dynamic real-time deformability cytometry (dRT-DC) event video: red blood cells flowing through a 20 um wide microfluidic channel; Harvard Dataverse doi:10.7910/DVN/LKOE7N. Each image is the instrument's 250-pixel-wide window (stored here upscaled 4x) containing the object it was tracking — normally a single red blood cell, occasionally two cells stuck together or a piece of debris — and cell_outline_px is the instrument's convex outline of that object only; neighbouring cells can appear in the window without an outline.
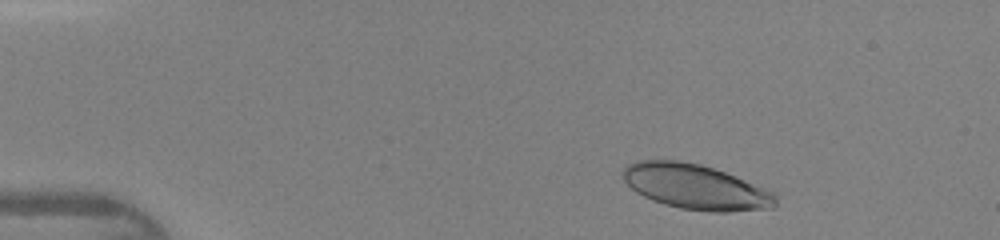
{"species": "human", "species_latin": "Homo sapiens", "temperature_condition": "warm", "stored_images_in_passage": 38, "camera_frame_rate_fps": 3000, "um_per_image_px": 0.085, "donor": {"sex": "female"}, "frame": {"image": 1, "passage_image": 3, "time_ms": 0.667, "image_size_px": [1000, 240], "cell_outline_px": [[776, 208], [728, 212], [712, 212], [680, 208], [664, 204], [652, 200], [636, 192], [620, 176], [624, 168], [628, 164], [636, 160], [680, 160], [700, 164], [724, 172], [744, 180], [772, 192], [776, 196]], "centroid_in_image_um": [59.09, 15.88], "position_along_channel_um": 25.9, "area_um2": 39.94}}
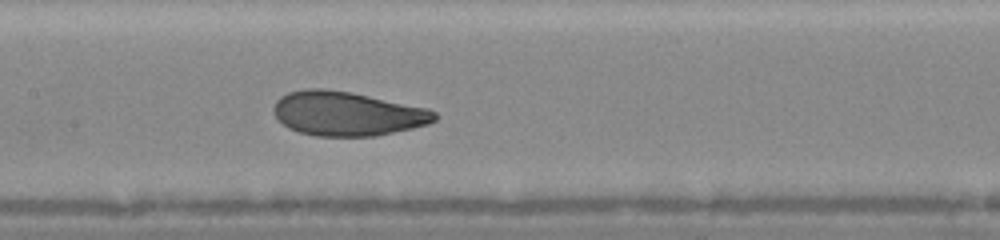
{"frame": {"image": 2, "passage_image": 19, "time_ms": 6.0, "image_size_px": [1000, 240], "cell_outline_px": [[440, 116], [436, 120], [428, 124], [412, 128], [376, 136], [316, 136], [300, 132], [288, 128], [276, 116], [272, 108], [276, 100], [280, 96], [288, 92], [304, 88], [324, 88], [352, 92], [428, 108], [436, 112]], "centroid_in_image_um": [29.52, 9.65], "position_along_channel_um": 177.9, "area_um2": 41.73}}
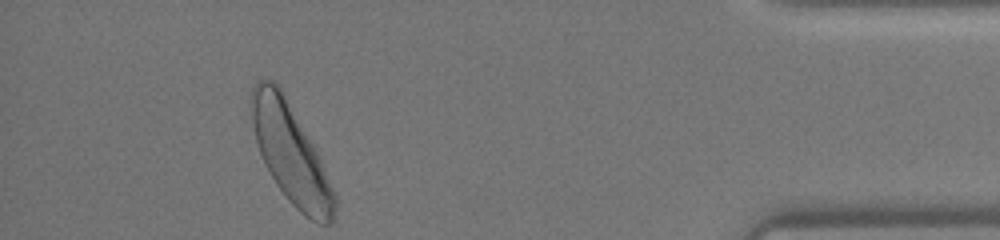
{"frame": {"image": 3, "passage_image": 38, "time_ms": 12.333, "image_size_px": [1000, 240], "cell_outline_px": [[336, 208], [332, 224], [320, 224], [304, 216], [288, 200], [276, 184], [264, 164], [256, 140], [252, 124], [252, 88], [256, 80], [272, 80], [280, 88], [320, 156], [336, 196]], "centroid_in_image_um": [24.74, 13.11], "position_along_channel_um": 410.5, "area_um2": 47.34}}